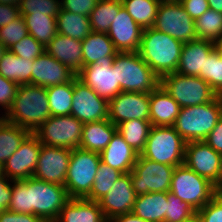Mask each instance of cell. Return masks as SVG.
<instances>
[{"label": "cell", "instance_id": "cell-1", "mask_svg": "<svg viewBox=\"0 0 222 222\" xmlns=\"http://www.w3.org/2000/svg\"><path fill=\"white\" fill-rule=\"evenodd\" d=\"M65 186L33 177L12 182L10 212L33 214L54 222L69 200Z\"/></svg>", "mask_w": 222, "mask_h": 222}, {"label": "cell", "instance_id": "cell-2", "mask_svg": "<svg viewBox=\"0 0 222 222\" xmlns=\"http://www.w3.org/2000/svg\"><path fill=\"white\" fill-rule=\"evenodd\" d=\"M4 119L34 133L51 117L46 87L34 84L18 85L11 108Z\"/></svg>", "mask_w": 222, "mask_h": 222}, {"label": "cell", "instance_id": "cell-3", "mask_svg": "<svg viewBox=\"0 0 222 222\" xmlns=\"http://www.w3.org/2000/svg\"><path fill=\"white\" fill-rule=\"evenodd\" d=\"M184 43L155 28L143 29L140 57L159 77L177 71Z\"/></svg>", "mask_w": 222, "mask_h": 222}, {"label": "cell", "instance_id": "cell-4", "mask_svg": "<svg viewBox=\"0 0 222 222\" xmlns=\"http://www.w3.org/2000/svg\"><path fill=\"white\" fill-rule=\"evenodd\" d=\"M222 118V96L211 102L181 108L174 128L186 141H204Z\"/></svg>", "mask_w": 222, "mask_h": 222}, {"label": "cell", "instance_id": "cell-5", "mask_svg": "<svg viewBox=\"0 0 222 222\" xmlns=\"http://www.w3.org/2000/svg\"><path fill=\"white\" fill-rule=\"evenodd\" d=\"M113 66L121 92L151 93L160 85V78L140 57L138 52H118Z\"/></svg>", "mask_w": 222, "mask_h": 222}, {"label": "cell", "instance_id": "cell-6", "mask_svg": "<svg viewBox=\"0 0 222 222\" xmlns=\"http://www.w3.org/2000/svg\"><path fill=\"white\" fill-rule=\"evenodd\" d=\"M186 143L173 126H152L145 148L140 155L146 159L176 167L184 164Z\"/></svg>", "mask_w": 222, "mask_h": 222}, {"label": "cell", "instance_id": "cell-7", "mask_svg": "<svg viewBox=\"0 0 222 222\" xmlns=\"http://www.w3.org/2000/svg\"><path fill=\"white\" fill-rule=\"evenodd\" d=\"M160 86L181 108L211 102L218 95L208 82L198 76H186L177 72L160 78Z\"/></svg>", "mask_w": 222, "mask_h": 222}, {"label": "cell", "instance_id": "cell-8", "mask_svg": "<svg viewBox=\"0 0 222 222\" xmlns=\"http://www.w3.org/2000/svg\"><path fill=\"white\" fill-rule=\"evenodd\" d=\"M100 161L99 153L72 149L65 181L69 198L85 199L90 194Z\"/></svg>", "mask_w": 222, "mask_h": 222}, {"label": "cell", "instance_id": "cell-9", "mask_svg": "<svg viewBox=\"0 0 222 222\" xmlns=\"http://www.w3.org/2000/svg\"><path fill=\"white\" fill-rule=\"evenodd\" d=\"M169 191L196 211L203 208L218 193L213 183L185 164L175 167Z\"/></svg>", "mask_w": 222, "mask_h": 222}, {"label": "cell", "instance_id": "cell-10", "mask_svg": "<svg viewBox=\"0 0 222 222\" xmlns=\"http://www.w3.org/2000/svg\"><path fill=\"white\" fill-rule=\"evenodd\" d=\"M83 125L73 115L51 116L34 134L44 146L76 149L81 142Z\"/></svg>", "mask_w": 222, "mask_h": 222}, {"label": "cell", "instance_id": "cell-11", "mask_svg": "<svg viewBox=\"0 0 222 222\" xmlns=\"http://www.w3.org/2000/svg\"><path fill=\"white\" fill-rule=\"evenodd\" d=\"M174 170V166L146 159L139 154L133 170L130 172L136 195L168 192Z\"/></svg>", "mask_w": 222, "mask_h": 222}, {"label": "cell", "instance_id": "cell-12", "mask_svg": "<svg viewBox=\"0 0 222 222\" xmlns=\"http://www.w3.org/2000/svg\"><path fill=\"white\" fill-rule=\"evenodd\" d=\"M153 28L182 43L197 40L195 22L180 2L161 0Z\"/></svg>", "mask_w": 222, "mask_h": 222}, {"label": "cell", "instance_id": "cell-13", "mask_svg": "<svg viewBox=\"0 0 222 222\" xmlns=\"http://www.w3.org/2000/svg\"><path fill=\"white\" fill-rule=\"evenodd\" d=\"M184 164L216 187L222 177V155L204 141L186 143Z\"/></svg>", "mask_w": 222, "mask_h": 222}, {"label": "cell", "instance_id": "cell-14", "mask_svg": "<svg viewBox=\"0 0 222 222\" xmlns=\"http://www.w3.org/2000/svg\"><path fill=\"white\" fill-rule=\"evenodd\" d=\"M71 115L80 122H97L108 119L109 102L101 98L77 75L73 78Z\"/></svg>", "mask_w": 222, "mask_h": 222}, {"label": "cell", "instance_id": "cell-15", "mask_svg": "<svg viewBox=\"0 0 222 222\" xmlns=\"http://www.w3.org/2000/svg\"><path fill=\"white\" fill-rule=\"evenodd\" d=\"M115 57L100 58L96 63L84 66L77 77L87 84L97 95L108 102L121 92L117 83Z\"/></svg>", "mask_w": 222, "mask_h": 222}, {"label": "cell", "instance_id": "cell-16", "mask_svg": "<svg viewBox=\"0 0 222 222\" xmlns=\"http://www.w3.org/2000/svg\"><path fill=\"white\" fill-rule=\"evenodd\" d=\"M108 119L117 126L123 121L150 120V94L120 92L109 101Z\"/></svg>", "mask_w": 222, "mask_h": 222}, {"label": "cell", "instance_id": "cell-17", "mask_svg": "<svg viewBox=\"0 0 222 222\" xmlns=\"http://www.w3.org/2000/svg\"><path fill=\"white\" fill-rule=\"evenodd\" d=\"M72 149L44 146L39 153L33 178L65 186Z\"/></svg>", "mask_w": 222, "mask_h": 222}, {"label": "cell", "instance_id": "cell-18", "mask_svg": "<svg viewBox=\"0 0 222 222\" xmlns=\"http://www.w3.org/2000/svg\"><path fill=\"white\" fill-rule=\"evenodd\" d=\"M42 144L34 133H30L16 152L3 164L4 174L11 180L31 178L36 170Z\"/></svg>", "mask_w": 222, "mask_h": 222}, {"label": "cell", "instance_id": "cell-19", "mask_svg": "<svg viewBox=\"0 0 222 222\" xmlns=\"http://www.w3.org/2000/svg\"><path fill=\"white\" fill-rule=\"evenodd\" d=\"M137 198L130 173L123 174L111 187L110 191L98 201L107 221L113 217L132 213Z\"/></svg>", "mask_w": 222, "mask_h": 222}, {"label": "cell", "instance_id": "cell-20", "mask_svg": "<svg viewBox=\"0 0 222 222\" xmlns=\"http://www.w3.org/2000/svg\"><path fill=\"white\" fill-rule=\"evenodd\" d=\"M143 29L122 7L114 18L107 35L117 52H138Z\"/></svg>", "mask_w": 222, "mask_h": 222}, {"label": "cell", "instance_id": "cell-21", "mask_svg": "<svg viewBox=\"0 0 222 222\" xmlns=\"http://www.w3.org/2000/svg\"><path fill=\"white\" fill-rule=\"evenodd\" d=\"M31 84L51 87L70 82L76 74L57 59L44 52L33 62Z\"/></svg>", "mask_w": 222, "mask_h": 222}, {"label": "cell", "instance_id": "cell-22", "mask_svg": "<svg viewBox=\"0 0 222 222\" xmlns=\"http://www.w3.org/2000/svg\"><path fill=\"white\" fill-rule=\"evenodd\" d=\"M216 48L211 40L197 39L184 43L177 73L186 76H198L204 80V65L209 54Z\"/></svg>", "mask_w": 222, "mask_h": 222}, {"label": "cell", "instance_id": "cell-23", "mask_svg": "<svg viewBox=\"0 0 222 222\" xmlns=\"http://www.w3.org/2000/svg\"><path fill=\"white\" fill-rule=\"evenodd\" d=\"M82 41L57 33L45 52L67 66L76 75L83 68Z\"/></svg>", "mask_w": 222, "mask_h": 222}, {"label": "cell", "instance_id": "cell-24", "mask_svg": "<svg viewBox=\"0 0 222 222\" xmlns=\"http://www.w3.org/2000/svg\"><path fill=\"white\" fill-rule=\"evenodd\" d=\"M139 153L130 147L124 138L116 132L107 147L100 153L101 161L123 174L130 173Z\"/></svg>", "mask_w": 222, "mask_h": 222}, {"label": "cell", "instance_id": "cell-25", "mask_svg": "<svg viewBox=\"0 0 222 222\" xmlns=\"http://www.w3.org/2000/svg\"><path fill=\"white\" fill-rule=\"evenodd\" d=\"M181 107L159 85L150 93V122L152 126H174Z\"/></svg>", "mask_w": 222, "mask_h": 222}, {"label": "cell", "instance_id": "cell-26", "mask_svg": "<svg viewBox=\"0 0 222 222\" xmlns=\"http://www.w3.org/2000/svg\"><path fill=\"white\" fill-rule=\"evenodd\" d=\"M54 222H107L98 202L70 198Z\"/></svg>", "mask_w": 222, "mask_h": 222}, {"label": "cell", "instance_id": "cell-27", "mask_svg": "<svg viewBox=\"0 0 222 222\" xmlns=\"http://www.w3.org/2000/svg\"><path fill=\"white\" fill-rule=\"evenodd\" d=\"M116 132L117 126L109 119L84 123L79 147L100 154Z\"/></svg>", "mask_w": 222, "mask_h": 222}, {"label": "cell", "instance_id": "cell-28", "mask_svg": "<svg viewBox=\"0 0 222 222\" xmlns=\"http://www.w3.org/2000/svg\"><path fill=\"white\" fill-rule=\"evenodd\" d=\"M167 192H150L137 196L132 213L148 222H165Z\"/></svg>", "mask_w": 222, "mask_h": 222}, {"label": "cell", "instance_id": "cell-29", "mask_svg": "<svg viewBox=\"0 0 222 222\" xmlns=\"http://www.w3.org/2000/svg\"><path fill=\"white\" fill-rule=\"evenodd\" d=\"M83 67L96 63L100 58L115 57L118 53L107 33L91 32L82 40Z\"/></svg>", "mask_w": 222, "mask_h": 222}, {"label": "cell", "instance_id": "cell-30", "mask_svg": "<svg viewBox=\"0 0 222 222\" xmlns=\"http://www.w3.org/2000/svg\"><path fill=\"white\" fill-rule=\"evenodd\" d=\"M33 62L18 57L8 49L0 59V75L17 85L31 84Z\"/></svg>", "mask_w": 222, "mask_h": 222}, {"label": "cell", "instance_id": "cell-31", "mask_svg": "<svg viewBox=\"0 0 222 222\" xmlns=\"http://www.w3.org/2000/svg\"><path fill=\"white\" fill-rule=\"evenodd\" d=\"M57 33L73 39L84 40L91 32L89 16L63 10L56 16Z\"/></svg>", "mask_w": 222, "mask_h": 222}, {"label": "cell", "instance_id": "cell-32", "mask_svg": "<svg viewBox=\"0 0 222 222\" xmlns=\"http://www.w3.org/2000/svg\"><path fill=\"white\" fill-rule=\"evenodd\" d=\"M31 132L3 119L0 121V162L4 164Z\"/></svg>", "mask_w": 222, "mask_h": 222}, {"label": "cell", "instance_id": "cell-33", "mask_svg": "<svg viewBox=\"0 0 222 222\" xmlns=\"http://www.w3.org/2000/svg\"><path fill=\"white\" fill-rule=\"evenodd\" d=\"M152 127L150 120H129L117 125V132L139 154L144 150Z\"/></svg>", "mask_w": 222, "mask_h": 222}, {"label": "cell", "instance_id": "cell-34", "mask_svg": "<svg viewBox=\"0 0 222 222\" xmlns=\"http://www.w3.org/2000/svg\"><path fill=\"white\" fill-rule=\"evenodd\" d=\"M123 8L142 28H151L155 24L161 0H121Z\"/></svg>", "mask_w": 222, "mask_h": 222}, {"label": "cell", "instance_id": "cell-35", "mask_svg": "<svg viewBox=\"0 0 222 222\" xmlns=\"http://www.w3.org/2000/svg\"><path fill=\"white\" fill-rule=\"evenodd\" d=\"M122 7L121 0H98L89 14L92 32L107 33Z\"/></svg>", "mask_w": 222, "mask_h": 222}, {"label": "cell", "instance_id": "cell-36", "mask_svg": "<svg viewBox=\"0 0 222 222\" xmlns=\"http://www.w3.org/2000/svg\"><path fill=\"white\" fill-rule=\"evenodd\" d=\"M28 33L44 47L57 34L56 16L29 14L24 17Z\"/></svg>", "mask_w": 222, "mask_h": 222}, {"label": "cell", "instance_id": "cell-37", "mask_svg": "<svg viewBox=\"0 0 222 222\" xmlns=\"http://www.w3.org/2000/svg\"><path fill=\"white\" fill-rule=\"evenodd\" d=\"M51 116L71 115L73 79L65 84L46 88Z\"/></svg>", "mask_w": 222, "mask_h": 222}, {"label": "cell", "instance_id": "cell-38", "mask_svg": "<svg viewBox=\"0 0 222 222\" xmlns=\"http://www.w3.org/2000/svg\"><path fill=\"white\" fill-rule=\"evenodd\" d=\"M194 22L197 39L216 43L222 38V13L209 9Z\"/></svg>", "mask_w": 222, "mask_h": 222}, {"label": "cell", "instance_id": "cell-39", "mask_svg": "<svg viewBox=\"0 0 222 222\" xmlns=\"http://www.w3.org/2000/svg\"><path fill=\"white\" fill-rule=\"evenodd\" d=\"M122 175V172L100 161L93 187L85 199L98 202L110 191L111 187Z\"/></svg>", "mask_w": 222, "mask_h": 222}, {"label": "cell", "instance_id": "cell-40", "mask_svg": "<svg viewBox=\"0 0 222 222\" xmlns=\"http://www.w3.org/2000/svg\"><path fill=\"white\" fill-rule=\"evenodd\" d=\"M197 211L190 204L167 192V212L165 222H188L196 217Z\"/></svg>", "mask_w": 222, "mask_h": 222}, {"label": "cell", "instance_id": "cell-41", "mask_svg": "<svg viewBox=\"0 0 222 222\" xmlns=\"http://www.w3.org/2000/svg\"><path fill=\"white\" fill-rule=\"evenodd\" d=\"M204 81L209 83L218 96H222V56L217 47L205 60Z\"/></svg>", "mask_w": 222, "mask_h": 222}, {"label": "cell", "instance_id": "cell-42", "mask_svg": "<svg viewBox=\"0 0 222 222\" xmlns=\"http://www.w3.org/2000/svg\"><path fill=\"white\" fill-rule=\"evenodd\" d=\"M20 15L23 17L29 14H45L57 16L61 10V1L59 0H20L18 5Z\"/></svg>", "mask_w": 222, "mask_h": 222}, {"label": "cell", "instance_id": "cell-43", "mask_svg": "<svg viewBox=\"0 0 222 222\" xmlns=\"http://www.w3.org/2000/svg\"><path fill=\"white\" fill-rule=\"evenodd\" d=\"M28 34L25 20L23 16L20 15L8 25L0 28V42L9 49L14 44L20 42Z\"/></svg>", "mask_w": 222, "mask_h": 222}, {"label": "cell", "instance_id": "cell-44", "mask_svg": "<svg viewBox=\"0 0 222 222\" xmlns=\"http://www.w3.org/2000/svg\"><path fill=\"white\" fill-rule=\"evenodd\" d=\"M9 50L20 58L35 60L45 52V47L32 35L28 34L20 42L10 47Z\"/></svg>", "mask_w": 222, "mask_h": 222}, {"label": "cell", "instance_id": "cell-45", "mask_svg": "<svg viewBox=\"0 0 222 222\" xmlns=\"http://www.w3.org/2000/svg\"><path fill=\"white\" fill-rule=\"evenodd\" d=\"M196 217L199 222H222V196L217 193L197 211Z\"/></svg>", "mask_w": 222, "mask_h": 222}, {"label": "cell", "instance_id": "cell-46", "mask_svg": "<svg viewBox=\"0 0 222 222\" xmlns=\"http://www.w3.org/2000/svg\"><path fill=\"white\" fill-rule=\"evenodd\" d=\"M18 85L11 80L0 75V106L4 109V113L11 108L14 101Z\"/></svg>", "mask_w": 222, "mask_h": 222}, {"label": "cell", "instance_id": "cell-47", "mask_svg": "<svg viewBox=\"0 0 222 222\" xmlns=\"http://www.w3.org/2000/svg\"><path fill=\"white\" fill-rule=\"evenodd\" d=\"M98 0H61V8L75 14L89 16Z\"/></svg>", "mask_w": 222, "mask_h": 222}, {"label": "cell", "instance_id": "cell-48", "mask_svg": "<svg viewBox=\"0 0 222 222\" xmlns=\"http://www.w3.org/2000/svg\"><path fill=\"white\" fill-rule=\"evenodd\" d=\"M180 3L194 21L210 9L208 0H181Z\"/></svg>", "mask_w": 222, "mask_h": 222}, {"label": "cell", "instance_id": "cell-49", "mask_svg": "<svg viewBox=\"0 0 222 222\" xmlns=\"http://www.w3.org/2000/svg\"><path fill=\"white\" fill-rule=\"evenodd\" d=\"M0 222H48L46 219L26 213H14L9 210L0 214Z\"/></svg>", "mask_w": 222, "mask_h": 222}, {"label": "cell", "instance_id": "cell-50", "mask_svg": "<svg viewBox=\"0 0 222 222\" xmlns=\"http://www.w3.org/2000/svg\"><path fill=\"white\" fill-rule=\"evenodd\" d=\"M10 182L12 183L13 180L6 175L0 177V214L8 210L11 202L12 184Z\"/></svg>", "mask_w": 222, "mask_h": 222}, {"label": "cell", "instance_id": "cell-51", "mask_svg": "<svg viewBox=\"0 0 222 222\" xmlns=\"http://www.w3.org/2000/svg\"><path fill=\"white\" fill-rule=\"evenodd\" d=\"M211 148L222 155V118L204 140Z\"/></svg>", "mask_w": 222, "mask_h": 222}, {"label": "cell", "instance_id": "cell-52", "mask_svg": "<svg viewBox=\"0 0 222 222\" xmlns=\"http://www.w3.org/2000/svg\"><path fill=\"white\" fill-rule=\"evenodd\" d=\"M19 16L20 11L17 5L0 3V28L8 25Z\"/></svg>", "mask_w": 222, "mask_h": 222}, {"label": "cell", "instance_id": "cell-53", "mask_svg": "<svg viewBox=\"0 0 222 222\" xmlns=\"http://www.w3.org/2000/svg\"><path fill=\"white\" fill-rule=\"evenodd\" d=\"M109 222H148L144 219L134 215L133 213L122 214L113 217Z\"/></svg>", "mask_w": 222, "mask_h": 222}, {"label": "cell", "instance_id": "cell-54", "mask_svg": "<svg viewBox=\"0 0 222 222\" xmlns=\"http://www.w3.org/2000/svg\"><path fill=\"white\" fill-rule=\"evenodd\" d=\"M209 8L222 13V0H208Z\"/></svg>", "mask_w": 222, "mask_h": 222}, {"label": "cell", "instance_id": "cell-55", "mask_svg": "<svg viewBox=\"0 0 222 222\" xmlns=\"http://www.w3.org/2000/svg\"><path fill=\"white\" fill-rule=\"evenodd\" d=\"M0 3L18 6L20 3V0H0Z\"/></svg>", "mask_w": 222, "mask_h": 222}, {"label": "cell", "instance_id": "cell-56", "mask_svg": "<svg viewBox=\"0 0 222 222\" xmlns=\"http://www.w3.org/2000/svg\"><path fill=\"white\" fill-rule=\"evenodd\" d=\"M8 49L0 42V59Z\"/></svg>", "mask_w": 222, "mask_h": 222}, {"label": "cell", "instance_id": "cell-57", "mask_svg": "<svg viewBox=\"0 0 222 222\" xmlns=\"http://www.w3.org/2000/svg\"><path fill=\"white\" fill-rule=\"evenodd\" d=\"M216 47L220 51L222 56V38L218 42H216Z\"/></svg>", "mask_w": 222, "mask_h": 222}, {"label": "cell", "instance_id": "cell-58", "mask_svg": "<svg viewBox=\"0 0 222 222\" xmlns=\"http://www.w3.org/2000/svg\"><path fill=\"white\" fill-rule=\"evenodd\" d=\"M3 176H5V174H4V166H3V164L0 162V177H3Z\"/></svg>", "mask_w": 222, "mask_h": 222}, {"label": "cell", "instance_id": "cell-59", "mask_svg": "<svg viewBox=\"0 0 222 222\" xmlns=\"http://www.w3.org/2000/svg\"><path fill=\"white\" fill-rule=\"evenodd\" d=\"M216 188H217V192H219L222 189V177H221L220 184Z\"/></svg>", "mask_w": 222, "mask_h": 222}, {"label": "cell", "instance_id": "cell-60", "mask_svg": "<svg viewBox=\"0 0 222 222\" xmlns=\"http://www.w3.org/2000/svg\"><path fill=\"white\" fill-rule=\"evenodd\" d=\"M188 222H199V220L197 219V217H195V218H193L192 220H190Z\"/></svg>", "mask_w": 222, "mask_h": 222}, {"label": "cell", "instance_id": "cell-61", "mask_svg": "<svg viewBox=\"0 0 222 222\" xmlns=\"http://www.w3.org/2000/svg\"><path fill=\"white\" fill-rule=\"evenodd\" d=\"M162 1H174V2H180L181 0H162Z\"/></svg>", "mask_w": 222, "mask_h": 222}, {"label": "cell", "instance_id": "cell-62", "mask_svg": "<svg viewBox=\"0 0 222 222\" xmlns=\"http://www.w3.org/2000/svg\"><path fill=\"white\" fill-rule=\"evenodd\" d=\"M4 119V115H2L1 117H0V121H2Z\"/></svg>", "mask_w": 222, "mask_h": 222}, {"label": "cell", "instance_id": "cell-63", "mask_svg": "<svg viewBox=\"0 0 222 222\" xmlns=\"http://www.w3.org/2000/svg\"><path fill=\"white\" fill-rule=\"evenodd\" d=\"M218 194L222 196V189L218 192Z\"/></svg>", "mask_w": 222, "mask_h": 222}]
</instances>
